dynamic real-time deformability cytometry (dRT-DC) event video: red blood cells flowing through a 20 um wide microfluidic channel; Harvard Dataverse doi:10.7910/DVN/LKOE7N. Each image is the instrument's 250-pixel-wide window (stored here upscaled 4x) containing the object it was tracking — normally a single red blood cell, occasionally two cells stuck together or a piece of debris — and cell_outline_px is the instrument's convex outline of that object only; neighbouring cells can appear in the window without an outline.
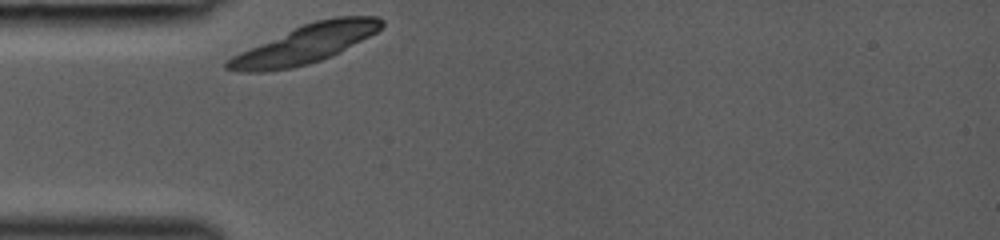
{"species": "common noctule bat (a hibernating species)", "species_latin": "Nyctalus noctula", "temperature_condition": "room temperature", "stored_images_in_passage": 26, "camera_frame_rate_fps": 3000, "um_per_image_px": 0.085, "animal": {"sex": "female", "body_mass_g": 19.0, "forearm_length_mm": 53.3}, "frame": {"image": 1, "passage_image": 1, "time_ms": 0.0, "image_size_px": [1000, 240], "cell_outline_px": [[384, 24], [376, 32], [340, 52], [332, 56], [308, 64], [292, 68], [264, 72], [240, 72], [224, 68], [224, 60], [240, 52], [304, 24], [316, 20], [336, 16], [376, 16], [384, 20]], "centroid_in_image_um": [25.94, 3.76], "position_along_channel_um": 59.1, "area_um2": 34.22}}
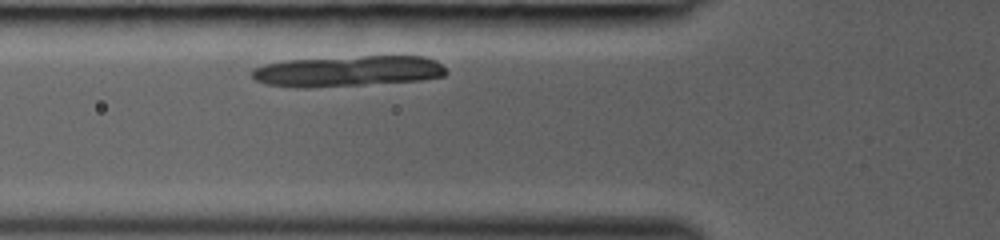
{"frame": {"image": 2, "passage_image": 4, "time_ms": 1.0, "image_size_px": [1000, 240], "cell_outline_px": [[448, 72], [444, 76], [420, 80], [360, 84], [296, 88], [292, 88], [264, 84], [256, 80], [252, 76], [252, 72], [256, 68], [264, 64], [284, 60], [364, 56], [424, 56], [436, 60]], "centroid_in_image_um": [29.54, 6.04], "position_along_channel_um": 96.3, "area_um2": 34.56}}